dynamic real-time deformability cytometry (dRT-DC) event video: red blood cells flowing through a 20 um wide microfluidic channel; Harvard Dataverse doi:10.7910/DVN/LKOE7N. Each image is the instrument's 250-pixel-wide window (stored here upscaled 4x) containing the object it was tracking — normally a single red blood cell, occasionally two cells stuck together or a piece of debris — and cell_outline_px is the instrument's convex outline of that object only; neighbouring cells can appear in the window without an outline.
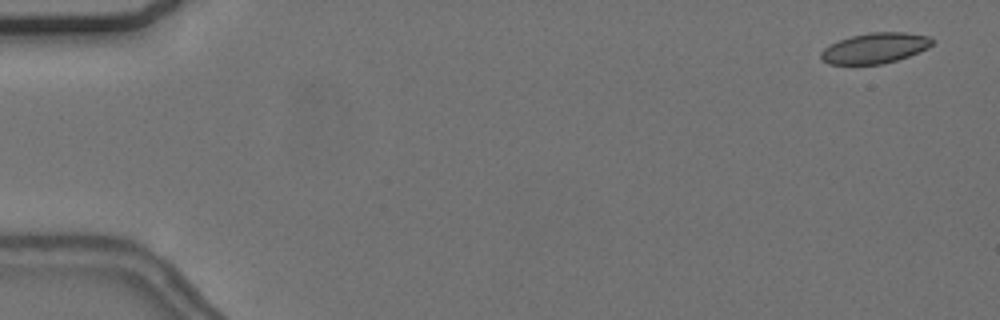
{"species": "common noctule bat (a hibernating species)", "species_latin": "Nyctalus noctula", "temperature_condition": "cold", "stored_images_in_passage": 57, "camera_frame_rate_fps": 3000, "um_per_image_px": 0.085, "animal": {"sex": "female", "body_mass_g": 24.6, "forearm_length_mm": 56.2}, "frame": {"image": 1, "passage_image": 3, "time_ms": 0.667, "image_size_px": [1000, 320], "cell_outline_px": [[936, 40], [928, 48], [908, 56], [884, 64], [828, 64], [820, 60], [820, 52], [824, 48], [840, 40], [852, 36], [868, 32], [904, 32], [928, 36]], "centroid_in_image_um": [74.37, 4.09], "position_along_channel_um": 10.6, "area_um2": 19.77}}
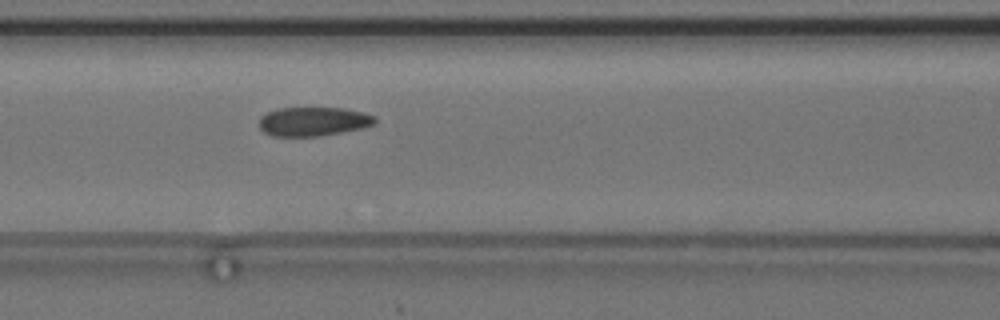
{"frame": {"image": 2, "passage_image": 25, "time_ms": 8.0, "image_size_px": [1000, 320], "cell_outline_px": [[376, 120], [372, 124], [364, 128], [320, 136], [272, 136], [264, 132], [260, 128], [260, 116], [276, 108], [344, 108], [364, 112], [376, 116]], "centroid_in_image_um": [26.64, 10.32], "position_along_channel_um": 140.0, "area_um2": 19.65}}
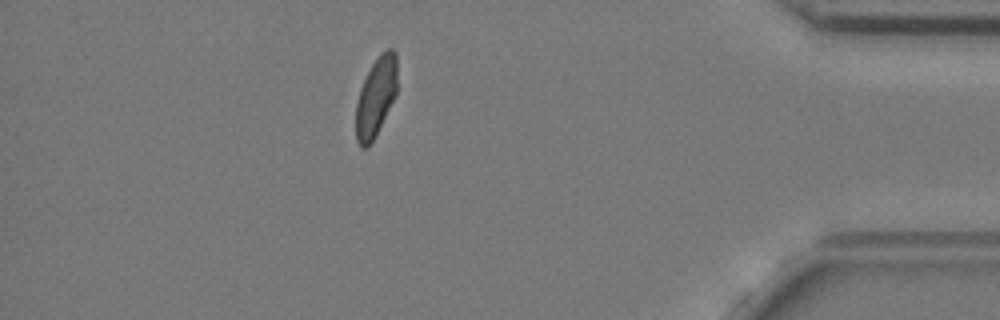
{"frame": {"image": 3, "passage_image": 50, "time_ms": 16.333, "image_size_px": [1000, 320], "cell_outline_px": [[396, 96], [376, 136], [368, 148], [360, 148], [356, 140], [356, 104], [360, 88], [372, 64], [380, 52], [388, 48], [392, 48], [396, 52]], "centroid_in_image_um": [31.95, 8.27], "position_along_channel_um": 403.3, "area_um2": 19.25}, "authors_computed_cell_mechanics": {"area_um2": 20.23, "velocity_mm_per_s": 3.6767, "shape_relaxation_time_tau1_ms": 10.0512, "shape_relaxation_time_tau2_ms": 1.705, "deformation_change_tau1": 0.165, "deformation_change_tau2": 0.0612}}